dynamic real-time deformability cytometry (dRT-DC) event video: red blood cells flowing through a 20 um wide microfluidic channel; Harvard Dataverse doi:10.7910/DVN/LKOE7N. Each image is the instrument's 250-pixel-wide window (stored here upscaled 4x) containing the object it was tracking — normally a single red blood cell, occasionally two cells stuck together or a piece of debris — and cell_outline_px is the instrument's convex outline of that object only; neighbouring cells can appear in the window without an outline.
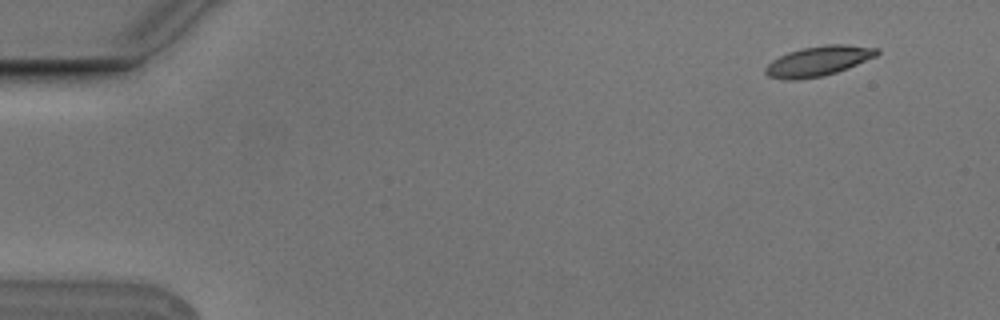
{"species": "Egyptian fruit bat (a non-hibernating species)", "species_latin": "Rousettus aegyptiacus", "temperature_condition": "cold", "stored_images_in_passage": 7, "camera_frame_rate_fps": 3000, "um_per_image_px": 0.085, "animal": {"sex": "male"}, "frame": {"image": 1, "passage_image": 2, "time_ms": 0.333, "image_size_px": [1000, 320], "cell_outline_px": [[880, 52], [876, 56], [848, 68], [836, 72], [820, 76], [796, 80], [788, 80], [768, 76], [764, 72], [764, 68], [772, 60], [788, 52], [804, 48], [828, 44], [844, 44], [880, 48]], "centroid_in_image_um": [69.57, 5.18], "position_along_channel_um": 15.4, "area_um2": 19.31}}
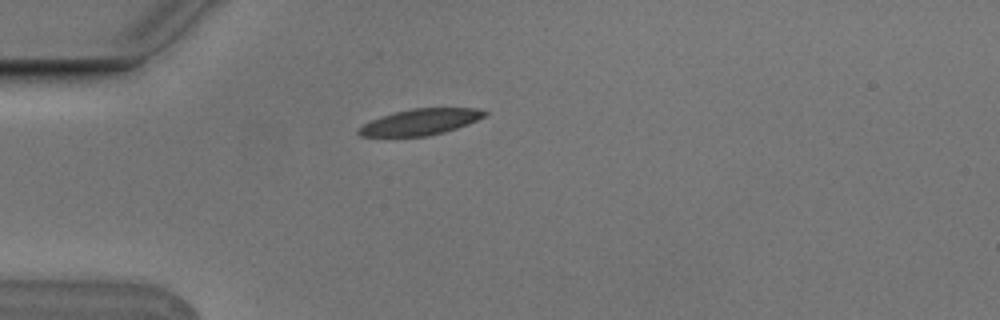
{"frame": {"image": 2, "passage_image": 5, "time_ms": 1.333, "image_size_px": [1000, 320], "cell_outline_px": [[488, 112], [484, 116], [468, 124], [444, 132], [428, 136], [360, 136], [356, 132], [364, 124], [380, 116], [412, 108], [476, 108]], "centroid_in_image_um": [35.73, 10.36], "position_along_channel_um": 49.3, "area_um2": 18.9}}